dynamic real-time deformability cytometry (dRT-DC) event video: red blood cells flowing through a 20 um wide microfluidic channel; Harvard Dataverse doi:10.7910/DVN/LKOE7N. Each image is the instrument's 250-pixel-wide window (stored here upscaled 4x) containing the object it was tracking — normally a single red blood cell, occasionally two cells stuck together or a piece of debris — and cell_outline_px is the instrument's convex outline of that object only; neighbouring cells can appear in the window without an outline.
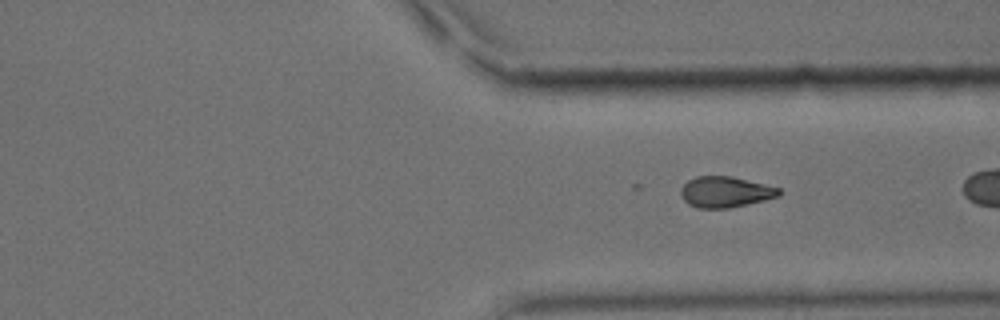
{"species": "common noctule bat (a hibernating species)", "species_latin": "Nyctalus noctula", "temperature_condition": "cold", "stored_images_in_passage": 38, "camera_frame_rate_fps": 3000, "um_per_image_px": 0.085, "animal": {"sex": "male", "body_mass_g": 15.6}, "frame": {"image": 1, "passage_image": 35, "time_ms": 11.333, "image_size_px": [1000, 320], "cell_outline_px": [[780, 196], [748, 204], [728, 208], [696, 208], [688, 204], [680, 196], [680, 188], [688, 180], [696, 176], [732, 176], [780, 188]], "centroid_in_image_um": [61.62, 16.32], "position_along_channel_um": 349.8, "area_um2": 17.74}}